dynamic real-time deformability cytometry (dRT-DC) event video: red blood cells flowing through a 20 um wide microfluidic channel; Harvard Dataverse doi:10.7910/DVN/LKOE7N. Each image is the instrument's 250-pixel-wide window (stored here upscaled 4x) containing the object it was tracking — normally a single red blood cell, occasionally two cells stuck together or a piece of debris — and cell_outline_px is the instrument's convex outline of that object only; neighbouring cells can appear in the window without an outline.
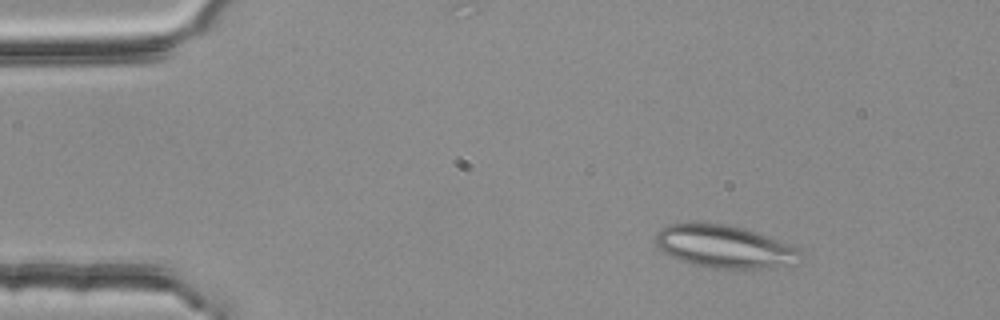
{"species": "common noctule bat (a hibernating species)", "species_latin": "Nyctalus noctula", "temperature_condition": "room temperature", "stored_images_in_passage": 4, "camera_frame_rate_fps": 3000, "um_per_image_px": 0.085, "animal": {"sex": "female", "body_mass_g": 25.1}, "frame": {"image": 1, "passage_image": 2, "time_ms": 0.333, "image_size_px": [1000, 320], "cell_outline_px": [[804, 256], [772, 268], [712, 268], [692, 264], [680, 260], [664, 252], [656, 244], [656, 232], [660, 228], [668, 224], [728, 224], [800, 248]], "centroid_in_image_um": [61.52, 20.97], "position_along_channel_um": 23.5, "area_um2": 34.97}}